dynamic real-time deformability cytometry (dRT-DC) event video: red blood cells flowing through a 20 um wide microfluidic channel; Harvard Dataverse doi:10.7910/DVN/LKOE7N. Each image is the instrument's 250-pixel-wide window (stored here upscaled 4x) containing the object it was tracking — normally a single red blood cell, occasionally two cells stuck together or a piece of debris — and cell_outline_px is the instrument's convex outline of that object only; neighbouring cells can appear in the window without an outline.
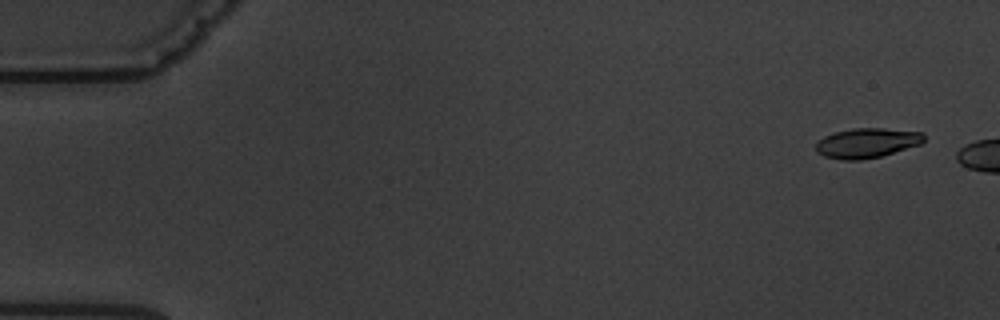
{"species": "common noctule bat (a hibernating species)", "species_latin": "Nyctalus noctula", "temperature_condition": "warm", "stored_images_in_passage": 3, "camera_frame_rate_fps": 3000, "um_per_image_px": 0.085, "animal": {"sex": "male", "body_mass_g": 19.5, "forearm_length_mm": 54.6}, "frame": {"image": 1, "passage_image": 1, "time_ms": 0.0, "image_size_px": [1000, 320], "cell_outline_px": [[924, 140], [920, 144], [880, 156], [860, 160], [840, 160], [824, 156], [816, 152], [816, 144], [824, 136], [836, 132], [852, 128], [884, 128], [924, 132]], "centroid_in_image_um": [73.68, 12.15], "position_along_channel_um": 11.3, "area_um2": 18.67}}